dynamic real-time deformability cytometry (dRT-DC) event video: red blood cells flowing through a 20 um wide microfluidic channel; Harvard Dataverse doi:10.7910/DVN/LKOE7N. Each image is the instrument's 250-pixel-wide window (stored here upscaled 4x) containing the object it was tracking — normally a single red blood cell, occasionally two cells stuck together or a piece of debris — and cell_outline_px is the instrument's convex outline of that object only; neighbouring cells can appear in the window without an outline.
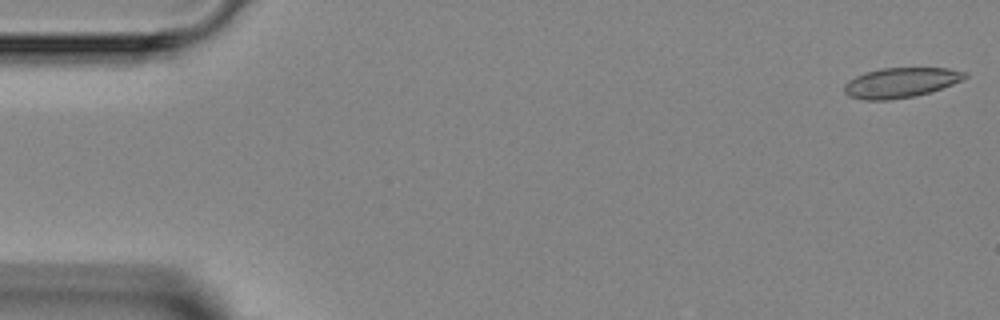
{"species": "Egyptian fruit bat (a non-hibernating species)", "species_latin": "Rousettus aegyptiacus", "temperature_condition": "room temperature", "stored_images_in_passage": 3, "camera_frame_rate_fps": 3000, "um_per_image_px": 0.085, "animal": {"sex": "female"}, "frame": {"image": 1, "passage_image": 1, "time_ms": 0.0, "image_size_px": [1000, 320], "cell_outline_px": [[968, 76], [952, 84], [916, 96], [888, 100], [864, 100], [848, 96], [844, 92], [844, 84], [848, 80], [864, 72], [880, 68], [948, 68], [968, 72]], "centroid_in_image_um": [76.52, 7.02], "position_along_channel_um": 8.5, "area_um2": 21.1}}